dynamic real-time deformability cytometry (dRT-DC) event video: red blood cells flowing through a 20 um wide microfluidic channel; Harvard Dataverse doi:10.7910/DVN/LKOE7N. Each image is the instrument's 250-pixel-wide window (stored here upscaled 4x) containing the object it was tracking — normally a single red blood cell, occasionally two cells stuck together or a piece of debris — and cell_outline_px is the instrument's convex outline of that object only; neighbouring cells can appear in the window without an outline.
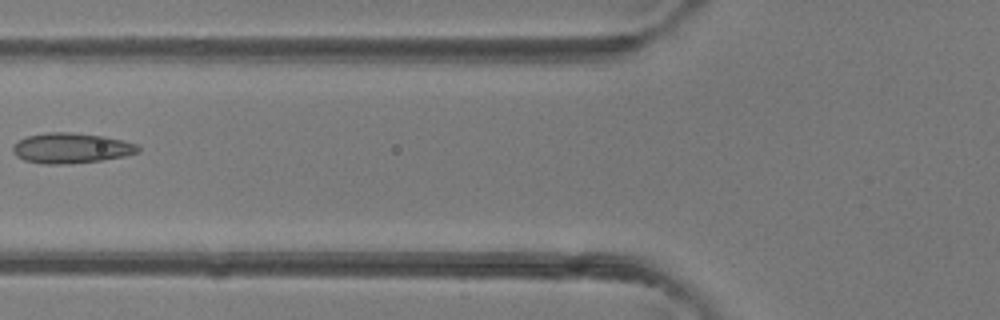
{"species": "common noctule bat (a hibernating species)", "species_latin": "Nyctalus noctula", "temperature_condition": "room temperature", "stored_images_in_passage": 4, "camera_frame_rate_fps": 3000, "um_per_image_px": 0.085, "animal": {"sex": "female"}, "frame": {"image": 1, "passage_image": 4, "time_ms": 3.667, "image_size_px": [1000, 320], "cell_outline_px": [[140, 152], [124, 156], [100, 160], [68, 164], [44, 164], [24, 160], [16, 156], [12, 152], [12, 144], [28, 136], [48, 132], [72, 132], [104, 136], [124, 140], [136, 144], [140, 148]], "centroid_in_image_um": [6.04, 12.59], "position_along_channel_um": 119.8, "area_um2": 22.2}}